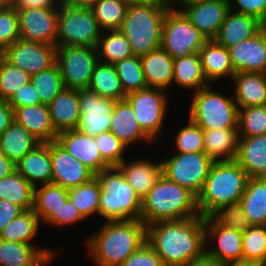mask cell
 <instances>
[{
    "instance_id": "94428289",
    "label": "cell",
    "mask_w": 266,
    "mask_h": 266,
    "mask_svg": "<svg viewBox=\"0 0 266 266\" xmlns=\"http://www.w3.org/2000/svg\"><path fill=\"white\" fill-rule=\"evenodd\" d=\"M215 256L210 255L206 250L198 257L193 258L186 265L183 266H222Z\"/></svg>"
},
{
    "instance_id": "d6a6232c",
    "label": "cell",
    "mask_w": 266,
    "mask_h": 266,
    "mask_svg": "<svg viewBox=\"0 0 266 266\" xmlns=\"http://www.w3.org/2000/svg\"><path fill=\"white\" fill-rule=\"evenodd\" d=\"M39 144L30 132L15 121L0 136V152L15 164Z\"/></svg>"
},
{
    "instance_id": "bcb514c9",
    "label": "cell",
    "mask_w": 266,
    "mask_h": 266,
    "mask_svg": "<svg viewBox=\"0 0 266 266\" xmlns=\"http://www.w3.org/2000/svg\"><path fill=\"white\" fill-rule=\"evenodd\" d=\"M31 81V75L8 62L0 54V99L9 100L11 96Z\"/></svg>"
},
{
    "instance_id": "484cf974",
    "label": "cell",
    "mask_w": 266,
    "mask_h": 266,
    "mask_svg": "<svg viewBox=\"0 0 266 266\" xmlns=\"http://www.w3.org/2000/svg\"><path fill=\"white\" fill-rule=\"evenodd\" d=\"M235 161L249 178H266V134L240 137Z\"/></svg>"
},
{
    "instance_id": "e0dca14e",
    "label": "cell",
    "mask_w": 266,
    "mask_h": 266,
    "mask_svg": "<svg viewBox=\"0 0 266 266\" xmlns=\"http://www.w3.org/2000/svg\"><path fill=\"white\" fill-rule=\"evenodd\" d=\"M180 10L207 40H214L230 10V0L187 4Z\"/></svg>"
},
{
    "instance_id": "816d5d0a",
    "label": "cell",
    "mask_w": 266,
    "mask_h": 266,
    "mask_svg": "<svg viewBox=\"0 0 266 266\" xmlns=\"http://www.w3.org/2000/svg\"><path fill=\"white\" fill-rule=\"evenodd\" d=\"M212 216L221 225L242 232L252 226L240 203L224 206Z\"/></svg>"
},
{
    "instance_id": "6125c7cd",
    "label": "cell",
    "mask_w": 266,
    "mask_h": 266,
    "mask_svg": "<svg viewBox=\"0 0 266 266\" xmlns=\"http://www.w3.org/2000/svg\"><path fill=\"white\" fill-rule=\"evenodd\" d=\"M16 171V164L0 152V179Z\"/></svg>"
},
{
    "instance_id": "cb8c5ba5",
    "label": "cell",
    "mask_w": 266,
    "mask_h": 266,
    "mask_svg": "<svg viewBox=\"0 0 266 266\" xmlns=\"http://www.w3.org/2000/svg\"><path fill=\"white\" fill-rule=\"evenodd\" d=\"M48 108L57 133L76 129L80 116L79 90L63 88Z\"/></svg>"
},
{
    "instance_id": "30bf717a",
    "label": "cell",
    "mask_w": 266,
    "mask_h": 266,
    "mask_svg": "<svg viewBox=\"0 0 266 266\" xmlns=\"http://www.w3.org/2000/svg\"><path fill=\"white\" fill-rule=\"evenodd\" d=\"M214 161L205 153H176L162 160V174L198 196Z\"/></svg>"
},
{
    "instance_id": "7402d4cb",
    "label": "cell",
    "mask_w": 266,
    "mask_h": 266,
    "mask_svg": "<svg viewBox=\"0 0 266 266\" xmlns=\"http://www.w3.org/2000/svg\"><path fill=\"white\" fill-rule=\"evenodd\" d=\"M233 8L230 1V10L221 25L217 37L214 39L219 45L227 49L253 37L262 27V22L256 17L235 12Z\"/></svg>"
},
{
    "instance_id": "277c9868",
    "label": "cell",
    "mask_w": 266,
    "mask_h": 266,
    "mask_svg": "<svg viewBox=\"0 0 266 266\" xmlns=\"http://www.w3.org/2000/svg\"><path fill=\"white\" fill-rule=\"evenodd\" d=\"M248 180L246 171L235 160L214 162L197 196L200 216H212L224 206L239 203Z\"/></svg>"
},
{
    "instance_id": "6f0895ef",
    "label": "cell",
    "mask_w": 266,
    "mask_h": 266,
    "mask_svg": "<svg viewBox=\"0 0 266 266\" xmlns=\"http://www.w3.org/2000/svg\"><path fill=\"white\" fill-rule=\"evenodd\" d=\"M9 5L16 11L32 8L59 9L56 0H12Z\"/></svg>"
},
{
    "instance_id": "1f68e13d",
    "label": "cell",
    "mask_w": 266,
    "mask_h": 266,
    "mask_svg": "<svg viewBox=\"0 0 266 266\" xmlns=\"http://www.w3.org/2000/svg\"><path fill=\"white\" fill-rule=\"evenodd\" d=\"M239 140L238 129H203L204 152L214 162L235 160Z\"/></svg>"
},
{
    "instance_id": "4dcf8cb0",
    "label": "cell",
    "mask_w": 266,
    "mask_h": 266,
    "mask_svg": "<svg viewBox=\"0 0 266 266\" xmlns=\"http://www.w3.org/2000/svg\"><path fill=\"white\" fill-rule=\"evenodd\" d=\"M109 131L127 147L139 140H152L140 128L132 107L126 100L116 101Z\"/></svg>"
},
{
    "instance_id": "60d3db41",
    "label": "cell",
    "mask_w": 266,
    "mask_h": 266,
    "mask_svg": "<svg viewBox=\"0 0 266 266\" xmlns=\"http://www.w3.org/2000/svg\"><path fill=\"white\" fill-rule=\"evenodd\" d=\"M100 196L101 187L96 177L87 183L68 190V199L85 219L95 213L98 214Z\"/></svg>"
},
{
    "instance_id": "9c48e42d",
    "label": "cell",
    "mask_w": 266,
    "mask_h": 266,
    "mask_svg": "<svg viewBox=\"0 0 266 266\" xmlns=\"http://www.w3.org/2000/svg\"><path fill=\"white\" fill-rule=\"evenodd\" d=\"M207 41L180 9L174 5L168 9L162 23L160 47L173 59L199 53Z\"/></svg>"
},
{
    "instance_id": "ffe728a7",
    "label": "cell",
    "mask_w": 266,
    "mask_h": 266,
    "mask_svg": "<svg viewBox=\"0 0 266 266\" xmlns=\"http://www.w3.org/2000/svg\"><path fill=\"white\" fill-rule=\"evenodd\" d=\"M56 141L95 174L110 167L102 159L94 137H89L74 129L58 133Z\"/></svg>"
},
{
    "instance_id": "4fadbf2b",
    "label": "cell",
    "mask_w": 266,
    "mask_h": 266,
    "mask_svg": "<svg viewBox=\"0 0 266 266\" xmlns=\"http://www.w3.org/2000/svg\"><path fill=\"white\" fill-rule=\"evenodd\" d=\"M115 104L88 88L79 90L80 116L75 130L94 138L109 131Z\"/></svg>"
},
{
    "instance_id": "7a4b0ae2",
    "label": "cell",
    "mask_w": 266,
    "mask_h": 266,
    "mask_svg": "<svg viewBox=\"0 0 266 266\" xmlns=\"http://www.w3.org/2000/svg\"><path fill=\"white\" fill-rule=\"evenodd\" d=\"M146 242V225L141 220L105 221L86 241L97 266H120Z\"/></svg>"
},
{
    "instance_id": "5bb4252c",
    "label": "cell",
    "mask_w": 266,
    "mask_h": 266,
    "mask_svg": "<svg viewBox=\"0 0 266 266\" xmlns=\"http://www.w3.org/2000/svg\"><path fill=\"white\" fill-rule=\"evenodd\" d=\"M56 45L27 41L19 38L1 55L11 64L33 75L56 63Z\"/></svg>"
},
{
    "instance_id": "83f0119b",
    "label": "cell",
    "mask_w": 266,
    "mask_h": 266,
    "mask_svg": "<svg viewBox=\"0 0 266 266\" xmlns=\"http://www.w3.org/2000/svg\"><path fill=\"white\" fill-rule=\"evenodd\" d=\"M148 87L168 89L173 83L174 59L161 47L140 57Z\"/></svg>"
},
{
    "instance_id": "74e56055",
    "label": "cell",
    "mask_w": 266,
    "mask_h": 266,
    "mask_svg": "<svg viewBox=\"0 0 266 266\" xmlns=\"http://www.w3.org/2000/svg\"><path fill=\"white\" fill-rule=\"evenodd\" d=\"M35 187L17 170L0 179V200H6L20 206L23 210H31L34 206Z\"/></svg>"
},
{
    "instance_id": "44dd1931",
    "label": "cell",
    "mask_w": 266,
    "mask_h": 266,
    "mask_svg": "<svg viewBox=\"0 0 266 266\" xmlns=\"http://www.w3.org/2000/svg\"><path fill=\"white\" fill-rule=\"evenodd\" d=\"M54 254L33 244L0 239V266H47Z\"/></svg>"
},
{
    "instance_id": "9a60e30c",
    "label": "cell",
    "mask_w": 266,
    "mask_h": 266,
    "mask_svg": "<svg viewBox=\"0 0 266 266\" xmlns=\"http://www.w3.org/2000/svg\"><path fill=\"white\" fill-rule=\"evenodd\" d=\"M52 163V183L64 189H72L87 183L95 177V173L83 163L75 159L56 140L50 142Z\"/></svg>"
},
{
    "instance_id": "ee69618b",
    "label": "cell",
    "mask_w": 266,
    "mask_h": 266,
    "mask_svg": "<svg viewBox=\"0 0 266 266\" xmlns=\"http://www.w3.org/2000/svg\"><path fill=\"white\" fill-rule=\"evenodd\" d=\"M31 83L35 87L41 104L49 105L52 100L65 88L57 63L31 75Z\"/></svg>"
},
{
    "instance_id": "b9f144b4",
    "label": "cell",
    "mask_w": 266,
    "mask_h": 266,
    "mask_svg": "<svg viewBox=\"0 0 266 266\" xmlns=\"http://www.w3.org/2000/svg\"><path fill=\"white\" fill-rule=\"evenodd\" d=\"M114 65L126 95L148 88L140 57L133 55L117 61Z\"/></svg>"
},
{
    "instance_id": "836d02e7",
    "label": "cell",
    "mask_w": 266,
    "mask_h": 266,
    "mask_svg": "<svg viewBox=\"0 0 266 266\" xmlns=\"http://www.w3.org/2000/svg\"><path fill=\"white\" fill-rule=\"evenodd\" d=\"M239 203L252 226H266V178H249Z\"/></svg>"
},
{
    "instance_id": "d590c367",
    "label": "cell",
    "mask_w": 266,
    "mask_h": 266,
    "mask_svg": "<svg viewBox=\"0 0 266 266\" xmlns=\"http://www.w3.org/2000/svg\"><path fill=\"white\" fill-rule=\"evenodd\" d=\"M90 90L99 96L115 101L125 100L126 94L122 89L120 79L114 64L98 62L92 73Z\"/></svg>"
},
{
    "instance_id": "3957f363",
    "label": "cell",
    "mask_w": 266,
    "mask_h": 266,
    "mask_svg": "<svg viewBox=\"0 0 266 266\" xmlns=\"http://www.w3.org/2000/svg\"><path fill=\"white\" fill-rule=\"evenodd\" d=\"M200 216L197 196L189 189L168 180L163 174L142 198L141 218L146 225L160 221Z\"/></svg>"
},
{
    "instance_id": "f35d334b",
    "label": "cell",
    "mask_w": 266,
    "mask_h": 266,
    "mask_svg": "<svg viewBox=\"0 0 266 266\" xmlns=\"http://www.w3.org/2000/svg\"><path fill=\"white\" fill-rule=\"evenodd\" d=\"M106 31V35L102 32L97 45L100 62L115 64L119 60L133 56L127 37L119 29Z\"/></svg>"
},
{
    "instance_id": "03108f58",
    "label": "cell",
    "mask_w": 266,
    "mask_h": 266,
    "mask_svg": "<svg viewBox=\"0 0 266 266\" xmlns=\"http://www.w3.org/2000/svg\"><path fill=\"white\" fill-rule=\"evenodd\" d=\"M222 266H259V265L247 261H236V262L223 263Z\"/></svg>"
},
{
    "instance_id": "6da1fadb",
    "label": "cell",
    "mask_w": 266,
    "mask_h": 266,
    "mask_svg": "<svg viewBox=\"0 0 266 266\" xmlns=\"http://www.w3.org/2000/svg\"><path fill=\"white\" fill-rule=\"evenodd\" d=\"M146 240L165 266L186 265L206 250L205 217L152 223Z\"/></svg>"
},
{
    "instance_id": "003e7915",
    "label": "cell",
    "mask_w": 266,
    "mask_h": 266,
    "mask_svg": "<svg viewBox=\"0 0 266 266\" xmlns=\"http://www.w3.org/2000/svg\"><path fill=\"white\" fill-rule=\"evenodd\" d=\"M123 4H125L127 7L135 5V4H141L146 2L147 0H119Z\"/></svg>"
},
{
    "instance_id": "9f6ffc18",
    "label": "cell",
    "mask_w": 266,
    "mask_h": 266,
    "mask_svg": "<svg viewBox=\"0 0 266 266\" xmlns=\"http://www.w3.org/2000/svg\"><path fill=\"white\" fill-rule=\"evenodd\" d=\"M238 13L256 17L262 23H266V0H235Z\"/></svg>"
},
{
    "instance_id": "be15d7a7",
    "label": "cell",
    "mask_w": 266,
    "mask_h": 266,
    "mask_svg": "<svg viewBox=\"0 0 266 266\" xmlns=\"http://www.w3.org/2000/svg\"><path fill=\"white\" fill-rule=\"evenodd\" d=\"M59 7H91L95 0H56Z\"/></svg>"
},
{
    "instance_id": "8992f818",
    "label": "cell",
    "mask_w": 266,
    "mask_h": 266,
    "mask_svg": "<svg viewBox=\"0 0 266 266\" xmlns=\"http://www.w3.org/2000/svg\"><path fill=\"white\" fill-rule=\"evenodd\" d=\"M95 177L101 187L98 214L106 222L140 220L142 199L117 166L103 169Z\"/></svg>"
},
{
    "instance_id": "d4e9b609",
    "label": "cell",
    "mask_w": 266,
    "mask_h": 266,
    "mask_svg": "<svg viewBox=\"0 0 266 266\" xmlns=\"http://www.w3.org/2000/svg\"><path fill=\"white\" fill-rule=\"evenodd\" d=\"M16 170L34 187L52 183L50 142L40 143L16 163Z\"/></svg>"
},
{
    "instance_id": "8fae6325",
    "label": "cell",
    "mask_w": 266,
    "mask_h": 266,
    "mask_svg": "<svg viewBox=\"0 0 266 266\" xmlns=\"http://www.w3.org/2000/svg\"><path fill=\"white\" fill-rule=\"evenodd\" d=\"M98 62L97 47H57L56 63L66 88H89L93 70Z\"/></svg>"
},
{
    "instance_id": "a7ac6f4b",
    "label": "cell",
    "mask_w": 266,
    "mask_h": 266,
    "mask_svg": "<svg viewBox=\"0 0 266 266\" xmlns=\"http://www.w3.org/2000/svg\"><path fill=\"white\" fill-rule=\"evenodd\" d=\"M4 5H9L12 0H0Z\"/></svg>"
},
{
    "instance_id": "89a4df30",
    "label": "cell",
    "mask_w": 266,
    "mask_h": 266,
    "mask_svg": "<svg viewBox=\"0 0 266 266\" xmlns=\"http://www.w3.org/2000/svg\"><path fill=\"white\" fill-rule=\"evenodd\" d=\"M261 29L263 30L264 35H265V37H266V23H262V27H261Z\"/></svg>"
},
{
    "instance_id": "5b68a950",
    "label": "cell",
    "mask_w": 266,
    "mask_h": 266,
    "mask_svg": "<svg viewBox=\"0 0 266 266\" xmlns=\"http://www.w3.org/2000/svg\"><path fill=\"white\" fill-rule=\"evenodd\" d=\"M171 6L168 0H147L127 7L119 30L127 37L134 56L160 48L163 19Z\"/></svg>"
},
{
    "instance_id": "f5cc1de1",
    "label": "cell",
    "mask_w": 266,
    "mask_h": 266,
    "mask_svg": "<svg viewBox=\"0 0 266 266\" xmlns=\"http://www.w3.org/2000/svg\"><path fill=\"white\" fill-rule=\"evenodd\" d=\"M120 266H165L154 248L147 242L143 243Z\"/></svg>"
},
{
    "instance_id": "ab89813d",
    "label": "cell",
    "mask_w": 266,
    "mask_h": 266,
    "mask_svg": "<svg viewBox=\"0 0 266 266\" xmlns=\"http://www.w3.org/2000/svg\"><path fill=\"white\" fill-rule=\"evenodd\" d=\"M40 224L33 209L24 210L0 232V239L31 244Z\"/></svg>"
},
{
    "instance_id": "ba28073f",
    "label": "cell",
    "mask_w": 266,
    "mask_h": 266,
    "mask_svg": "<svg viewBox=\"0 0 266 266\" xmlns=\"http://www.w3.org/2000/svg\"><path fill=\"white\" fill-rule=\"evenodd\" d=\"M102 32L91 7H59L56 47H97Z\"/></svg>"
},
{
    "instance_id": "7bdbcfd3",
    "label": "cell",
    "mask_w": 266,
    "mask_h": 266,
    "mask_svg": "<svg viewBox=\"0 0 266 266\" xmlns=\"http://www.w3.org/2000/svg\"><path fill=\"white\" fill-rule=\"evenodd\" d=\"M242 261L266 266V226H251L242 232Z\"/></svg>"
},
{
    "instance_id": "db71d44e",
    "label": "cell",
    "mask_w": 266,
    "mask_h": 266,
    "mask_svg": "<svg viewBox=\"0 0 266 266\" xmlns=\"http://www.w3.org/2000/svg\"><path fill=\"white\" fill-rule=\"evenodd\" d=\"M8 103L13 109H16L23 106L38 105L41 104V101L35 87L30 81L13 94L8 100Z\"/></svg>"
},
{
    "instance_id": "f546056e",
    "label": "cell",
    "mask_w": 266,
    "mask_h": 266,
    "mask_svg": "<svg viewBox=\"0 0 266 266\" xmlns=\"http://www.w3.org/2000/svg\"><path fill=\"white\" fill-rule=\"evenodd\" d=\"M199 55L203 74L210 84L220 78H233L235 72L231 64L229 49L215 40H208L200 49Z\"/></svg>"
},
{
    "instance_id": "8d00e7d4",
    "label": "cell",
    "mask_w": 266,
    "mask_h": 266,
    "mask_svg": "<svg viewBox=\"0 0 266 266\" xmlns=\"http://www.w3.org/2000/svg\"><path fill=\"white\" fill-rule=\"evenodd\" d=\"M174 82L179 87L193 89L194 93L209 85L202 71L199 53L174 59Z\"/></svg>"
},
{
    "instance_id": "c3c4849f",
    "label": "cell",
    "mask_w": 266,
    "mask_h": 266,
    "mask_svg": "<svg viewBox=\"0 0 266 266\" xmlns=\"http://www.w3.org/2000/svg\"><path fill=\"white\" fill-rule=\"evenodd\" d=\"M187 122L176 134V153L204 152L203 129L190 119Z\"/></svg>"
},
{
    "instance_id": "e7e4bbea",
    "label": "cell",
    "mask_w": 266,
    "mask_h": 266,
    "mask_svg": "<svg viewBox=\"0 0 266 266\" xmlns=\"http://www.w3.org/2000/svg\"><path fill=\"white\" fill-rule=\"evenodd\" d=\"M207 1H213V0H172L171 4H176L178 3V5L180 4V6H184L187 4H193V3H200V2H207ZM176 2V3H175Z\"/></svg>"
},
{
    "instance_id": "ac0fdd59",
    "label": "cell",
    "mask_w": 266,
    "mask_h": 266,
    "mask_svg": "<svg viewBox=\"0 0 266 266\" xmlns=\"http://www.w3.org/2000/svg\"><path fill=\"white\" fill-rule=\"evenodd\" d=\"M205 238L217 240V247L206 251L221 263L242 261V231L221 225L213 216L205 217Z\"/></svg>"
},
{
    "instance_id": "f6af8a7d",
    "label": "cell",
    "mask_w": 266,
    "mask_h": 266,
    "mask_svg": "<svg viewBox=\"0 0 266 266\" xmlns=\"http://www.w3.org/2000/svg\"><path fill=\"white\" fill-rule=\"evenodd\" d=\"M91 8L104 31L120 29L127 11V6L119 0H95Z\"/></svg>"
},
{
    "instance_id": "7dc6e473",
    "label": "cell",
    "mask_w": 266,
    "mask_h": 266,
    "mask_svg": "<svg viewBox=\"0 0 266 266\" xmlns=\"http://www.w3.org/2000/svg\"><path fill=\"white\" fill-rule=\"evenodd\" d=\"M238 131L240 137L266 134V105L238 107Z\"/></svg>"
},
{
    "instance_id": "f907efd6",
    "label": "cell",
    "mask_w": 266,
    "mask_h": 266,
    "mask_svg": "<svg viewBox=\"0 0 266 266\" xmlns=\"http://www.w3.org/2000/svg\"><path fill=\"white\" fill-rule=\"evenodd\" d=\"M95 142L102 159L110 166H118L125 160L124 153L128 148L110 131L101 133L95 137Z\"/></svg>"
},
{
    "instance_id": "e575fe53",
    "label": "cell",
    "mask_w": 266,
    "mask_h": 266,
    "mask_svg": "<svg viewBox=\"0 0 266 266\" xmlns=\"http://www.w3.org/2000/svg\"><path fill=\"white\" fill-rule=\"evenodd\" d=\"M41 186L34 189L33 210L39 217L40 222L47 223L68 200V190L54 183Z\"/></svg>"
},
{
    "instance_id": "f1b7e54d",
    "label": "cell",
    "mask_w": 266,
    "mask_h": 266,
    "mask_svg": "<svg viewBox=\"0 0 266 266\" xmlns=\"http://www.w3.org/2000/svg\"><path fill=\"white\" fill-rule=\"evenodd\" d=\"M232 81L235 84L234 100L238 107L266 105V74L237 72Z\"/></svg>"
},
{
    "instance_id": "d6986e66",
    "label": "cell",
    "mask_w": 266,
    "mask_h": 266,
    "mask_svg": "<svg viewBox=\"0 0 266 266\" xmlns=\"http://www.w3.org/2000/svg\"><path fill=\"white\" fill-rule=\"evenodd\" d=\"M234 72L266 74V37L261 29L253 37L229 47Z\"/></svg>"
},
{
    "instance_id": "603a6c76",
    "label": "cell",
    "mask_w": 266,
    "mask_h": 266,
    "mask_svg": "<svg viewBox=\"0 0 266 266\" xmlns=\"http://www.w3.org/2000/svg\"><path fill=\"white\" fill-rule=\"evenodd\" d=\"M13 119L40 143H49L57 139L58 133L52 125L48 105L38 104L13 109Z\"/></svg>"
},
{
    "instance_id": "680465c9",
    "label": "cell",
    "mask_w": 266,
    "mask_h": 266,
    "mask_svg": "<svg viewBox=\"0 0 266 266\" xmlns=\"http://www.w3.org/2000/svg\"><path fill=\"white\" fill-rule=\"evenodd\" d=\"M24 210L9 201L0 200V232Z\"/></svg>"
},
{
    "instance_id": "2e32d148",
    "label": "cell",
    "mask_w": 266,
    "mask_h": 266,
    "mask_svg": "<svg viewBox=\"0 0 266 266\" xmlns=\"http://www.w3.org/2000/svg\"><path fill=\"white\" fill-rule=\"evenodd\" d=\"M17 12L21 39L56 45L58 9L32 8Z\"/></svg>"
},
{
    "instance_id": "7c38bea8",
    "label": "cell",
    "mask_w": 266,
    "mask_h": 266,
    "mask_svg": "<svg viewBox=\"0 0 266 266\" xmlns=\"http://www.w3.org/2000/svg\"><path fill=\"white\" fill-rule=\"evenodd\" d=\"M168 97L165 89L148 87L129 93L125 100L132 107L142 131L152 140L159 135L165 120Z\"/></svg>"
},
{
    "instance_id": "681fc988",
    "label": "cell",
    "mask_w": 266,
    "mask_h": 266,
    "mask_svg": "<svg viewBox=\"0 0 266 266\" xmlns=\"http://www.w3.org/2000/svg\"><path fill=\"white\" fill-rule=\"evenodd\" d=\"M20 38L18 12L10 5L0 7V54Z\"/></svg>"
},
{
    "instance_id": "11a10c76",
    "label": "cell",
    "mask_w": 266,
    "mask_h": 266,
    "mask_svg": "<svg viewBox=\"0 0 266 266\" xmlns=\"http://www.w3.org/2000/svg\"><path fill=\"white\" fill-rule=\"evenodd\" d=\"M85 218L81 215L79 210L74 206V204L68 199L59 209L58 212L52 216V218L47 222L50 225L56 226H66L72 223H77L84 220Z\"/></svg>"
},
{
    "instance_id": "52a82bcc",
    "label": "cell",
    "mask_w": 266,
    "mask_h": 266,
    "mask_svg": "<svg viewBox=\"0 0 266 266\" xmlns=\"http://www.w3.org/2000/svg\"><path fill=\"white\" fill-rule=\"evenodd\" d=\"M189 119L202 129H238V106L234 96L226 97L210 85L193 93Z\"/></svg>"
},
{
    "instance_id": "4316f807",
    "label": "cell",
    "mask_w": 266,
    "mask_h": 266,
    "mask_svg": "<svg viewBox=\"0 0 266 266\" xmlns=\"http://www.w3.org/2000/svg\"><path fill=\"white\" fill-rule=\"evenodd\" d=\"M117 167L141 199L148 194L162 176V162L156 164L147 159H141L127 163L126 160H123Z\"/></svg>"
},
{
    "instance_id": "91938a15",
    "label": "cell",
    "mask_w": 266,
    "mask_h": 266,
    "mask_svg": "<svg viewBox=\"0 0 266 266\" xmlns=\"http://www.w3.org/2000/svg\"><path fill=\"white\" fill-rule=\"evenodd\" d=\"M13 121V108L9 105L8 100L0 99V136Z\"/></svg>"
}]
</instances>
